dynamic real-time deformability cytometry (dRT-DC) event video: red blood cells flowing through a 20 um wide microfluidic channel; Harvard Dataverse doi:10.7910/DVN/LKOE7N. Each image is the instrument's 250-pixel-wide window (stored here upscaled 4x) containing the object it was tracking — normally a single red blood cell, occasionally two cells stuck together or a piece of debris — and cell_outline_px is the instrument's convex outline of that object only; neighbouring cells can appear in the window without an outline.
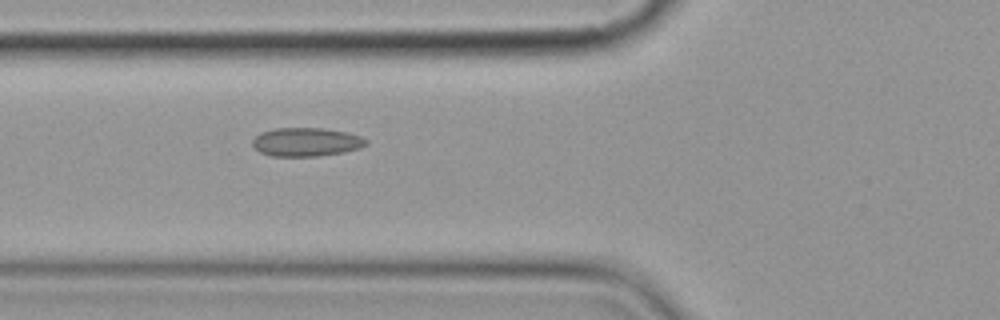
{"species": "common noctule bat (a hibernating species)", "species_latin": "Nyctalus noctula", "temperature_condition": "cold", "stored_images_in_passage": 6, "camera_frame_rate_fps": 3000, "um_per_image_px": 0.085, "animal": {"sex": "female", "body_mass_g": 19.9}, "frame": {"image": 1, "passage_image": 6, "time_ms": 6.667, "image_size_px": [1000, 320], "cell_outline_px": [[368, 144], [360, 148], [344, 152], [316, 156], [272, 156], [260, 152], [252, 144], [252, 140], [260, 132], [276, 128], [324, 128], [348, 132], [360, 136], [368, 140]], "centroid_in_image_um": [26.05, 12.06], "position_along_channel_um": 99.8, "area_um2": 19.02}}